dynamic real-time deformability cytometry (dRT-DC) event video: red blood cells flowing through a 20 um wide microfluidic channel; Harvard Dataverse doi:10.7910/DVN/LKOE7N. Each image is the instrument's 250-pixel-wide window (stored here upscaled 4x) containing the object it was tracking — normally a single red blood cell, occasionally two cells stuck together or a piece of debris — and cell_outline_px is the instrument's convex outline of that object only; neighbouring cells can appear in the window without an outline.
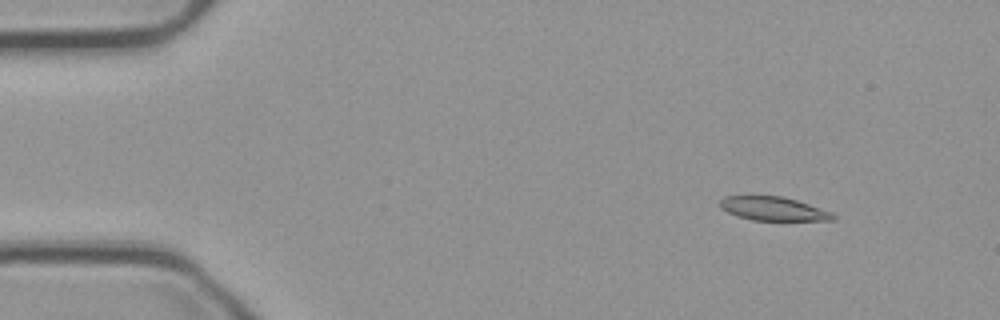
{"species": "common noctule bat (a hibernating species)", "species_latin": "Nyctalus noctula", "temperature_condition": "cold", "stored_images_in_passage": 16, "camera_frame_rate_fps": 3000, "um_per_image_px": 0.085, "animal": {"sex": "male", "body_mass_g": 23.1, "forearm_length_mm": 52.7}, "frame": {"image": 1, "passage_image": 7, "time_ms": 2.0, "image_size_px": [1000, 320], "cell_outline_px": [[836, 220], [752, 220], [736, 216], [720, 208], [720, 200], [724, 196], [752, 192], [780, 196], [796, 200], [832, 212], [836, 216]], "centroid_in_image_um": [65.63, 17.68], "position_along_channel_um": 19.4, "area_um2": 16.36}}